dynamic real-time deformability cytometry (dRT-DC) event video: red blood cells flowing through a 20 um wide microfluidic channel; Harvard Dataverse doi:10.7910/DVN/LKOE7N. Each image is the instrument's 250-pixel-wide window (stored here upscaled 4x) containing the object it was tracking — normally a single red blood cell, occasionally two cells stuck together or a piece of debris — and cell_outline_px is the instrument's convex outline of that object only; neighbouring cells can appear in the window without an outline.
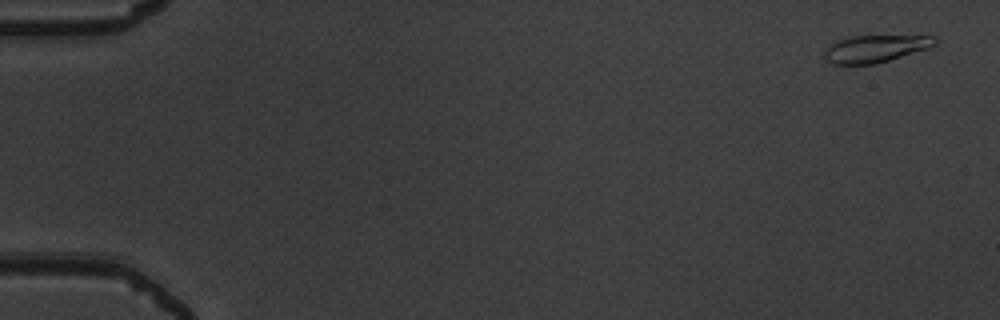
{"species": "common noctule bat (a hibernating species)", "species_latin": "Nyctalus noctula", "temperature_condition": "warm", "stored_images_in_passage": 52, "camera_frame_rate_fps": 3000, "um_per_image_px": 0.085, "animal": {"sex": "male", "body_mass_g": 19.5, "forearm_length_mm": 54.6}, "frame": {"image": 1, "passage_image": 2, "time_ms": 0.333, "image_size_px": [1000, 320], "cell_outline_px": [[936, 44], [928, 48], [888, 60], [872, 64], [832, 64], [824, 56], [824, 48], [832, 40], [848, 36], [936, 36]], "centroid_in_image_um": [74.31, 4.12], "position_along_channel_um": 10.7, "area_um2": 17.57}}
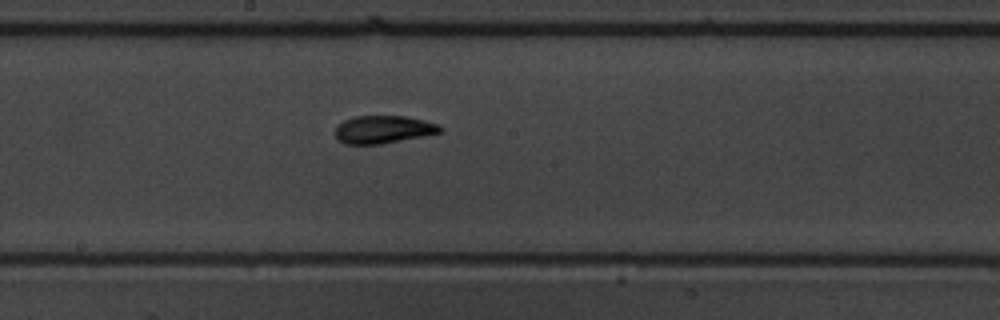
{"frame": {"image": 2, "passage_image": 29, "time_ms": 9.333, "image_size_px": [1000, 320], "cell_outline_px": [[444, 132], [424, 136], [380, 144], [344, 144], [336, 136], [336, 124], [344, 120], [356, 116], [404, 116], [424, 120], [440, 124], [444, 128]], "centroid_in_image_um": [32.63, 11.0], "position_along_channel_um": 215.6, "area_um2": 17.11}}
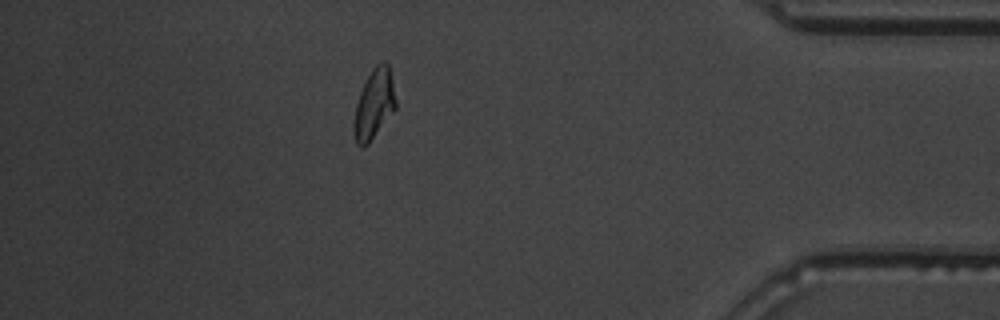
{"frame": {"image": 3, "passage_image": 46, "time_ms": 15.0, "image_size_px": [1000, 320], "cell_outline_px": [[396, 108], [368, 144], [364, 148], [360, 148], [356, 144], [352, 132], [352, 124], [356, 104], [360, 92], [372, 68], [380, 60], [388, 60], [396, 100]], "centroid_in_image_um": [31.78, 8.86], "position_along_channel_um": 403.4, "area_um2": 17.34}, "authors_computed_cell_mechanics": {"area_um2": 17.0799, "velocity_mm_per_s": 3.9667, "shape_relaxation_time_tau1_ms": 4.5564, "shape_relaxation_time_tau2_ms": 2.0378, "deformation_change_tau1": 0.1836, "deformation_change_tau2": 0.0803}}